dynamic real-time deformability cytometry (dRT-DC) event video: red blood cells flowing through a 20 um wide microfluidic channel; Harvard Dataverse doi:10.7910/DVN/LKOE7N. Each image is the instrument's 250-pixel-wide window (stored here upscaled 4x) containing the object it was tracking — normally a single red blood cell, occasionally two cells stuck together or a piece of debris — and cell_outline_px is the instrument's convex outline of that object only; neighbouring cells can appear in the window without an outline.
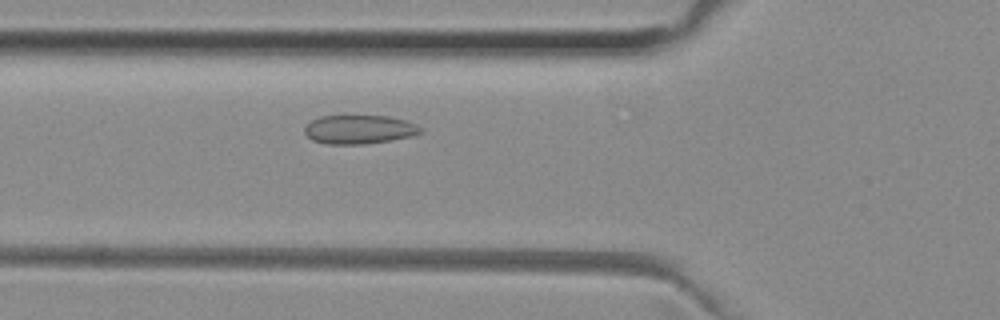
{"species": "common noctule bat (a hibernating species)", "species_latin": "Nyctalus noctula", "temperature_condition": "room temperature", "stored_images_in_passage": 48, "camera_frame_rate_fps": 3000, "um_per_image_px": 0.085, "animal": {"sex": "female", "body_mass_g": 29.2, "forearm_length_mm": 56.3}, "frame": {"image": 1, "passage_image": 15, "time_ms": 4.667, "image_size_px": [1000, 320], "cell_outline_px": [[424, 132], [412, 136], [392, 140], [364, 144], [328, 144], [312, 140], [304, 132], [304, 128], [312, 120], [320, 116], [388, 116], [404, 120], [416, 124], [424, 128]], "centroid_in_image_um": [30.57, 11.01], "position_along_channel_um": 95.2, "area_um2": 19.54}}
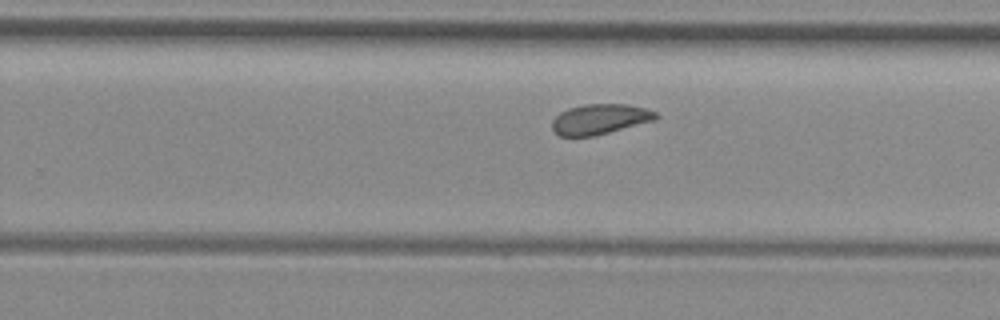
{"frame": {"image": 2, "passage_image": 29, "time_ms": 9.333, "image_size_px": [1000, 320], "cell_outline_px": [[660, 116], [656, 120], [592, 136], [560, 136], [552, 128], [552, 120], [560, 112], [568, 108], [584, 104], [628, 104], [648, 108], [656, 112]], "centroid_in_image_um": [51.02, 10.11], "position_along_channel_um": 278.8, "area_um2": 18.32}}
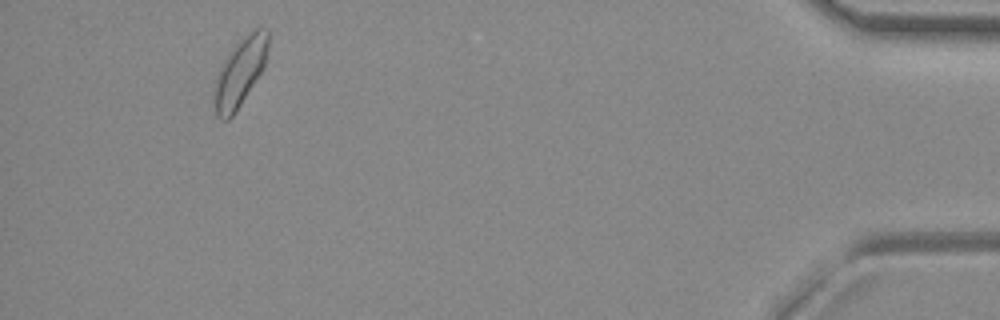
{"frame": {"image": 3, "passage_image": 45, "time_ms": 14.667, "image_size_px": [1000, 320], "cell_outline_px": [[268, 48], [264, 64], [260, 72], [240, 104], [232, 116], [228, 120], [220, 120], [216, 116], [212, 96], [216, 76], [224, 60], [232, 48], [248, 32], [256, 28], [268, 28]], "centroid_in_image_um": [20.36, 6.15], "position_along_channel_um": 414.8, "area_um2": 21.15}, "authors_computed_cell_mechanics": {"area_um2": 19.5075, "velocity_mm_per_s": 3.9387, "shape_relaxation_time_tau1_ms": null, "shape_relaxation_time_tau2_ms": 6.2553, "deformation_change_tau1": null, "deformation_change_tau2": 0.0688}}